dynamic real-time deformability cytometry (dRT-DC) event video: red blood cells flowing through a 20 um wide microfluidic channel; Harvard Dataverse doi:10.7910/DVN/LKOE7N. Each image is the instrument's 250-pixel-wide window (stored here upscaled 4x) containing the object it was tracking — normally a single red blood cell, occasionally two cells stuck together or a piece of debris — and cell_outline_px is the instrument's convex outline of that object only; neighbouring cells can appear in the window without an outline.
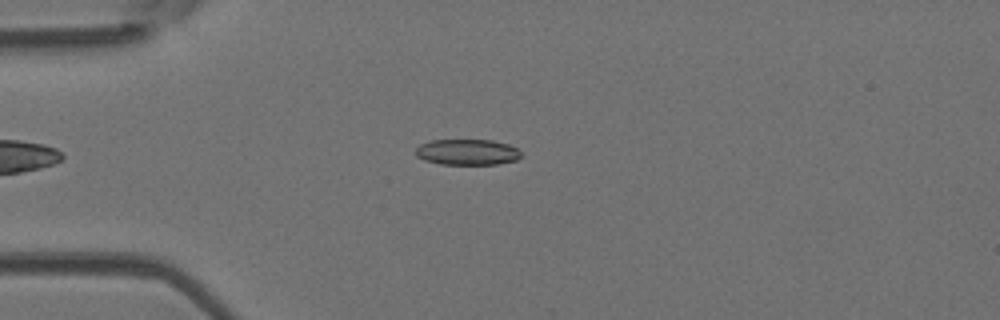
{"species": "Egyptian fruit bat (a non-hibernating species)", "species_latin": "Rousettus aegyptiacus", "temperature_condition": "room temperature", "stored_images_in_passage": 25, "camera_frame_rate_fps": 3000, "um_per_image_px": 0.085, "animal": {"sex": "female"}, "frame": {"image": 1, "passage_image": 13, "time_ms": 4.0, "image_size_px": [1000, 320], "cell_outline_px": [[524, 156], [516, 160], [496, 164], [440, 164], [424, 160], [416, 156], [416, 148], [420, 144], [432, 140], [492, 140], [508, 144], [516, 148]], "centroid_in_image_um": [39.72, 12.93], "position_along_channel_um": 45.3, "area_um2": 15.9}}
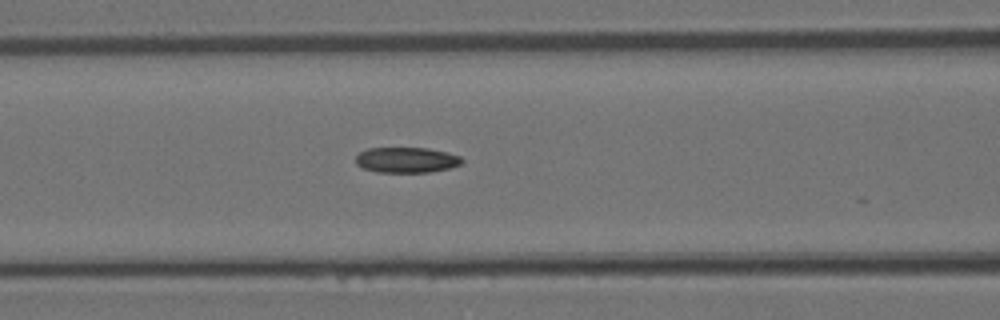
{"frame": {"image": 2, "passage_image": 21, "time_ms": 6.667, "image_size_px": [1000, 320], "cell_outline_px": [[464, 160], [460, 164], [448, 168], [428, 172], [376, 172], [364, 168], [356, 164], [356, 156], [360, 152], [368, 148], [428, 148], [448, 152], [460, 156]], "centroid_in_image_um": [34.55, 13.59], "position_along_channel_um": 132.0, "area_um2": 15.72}}
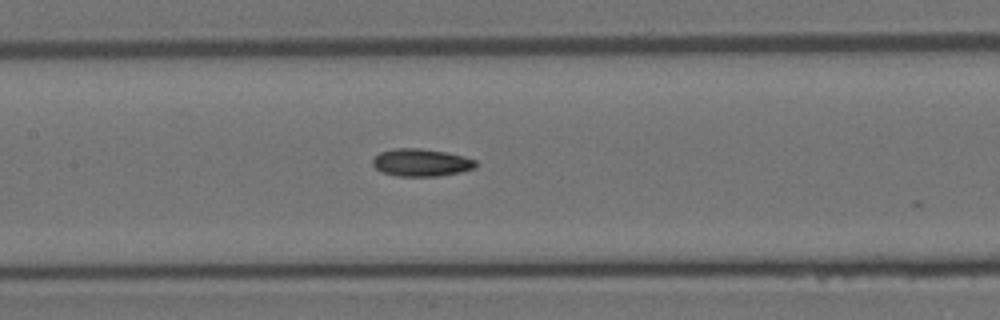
{"frame": {"image": 3, "passage_image": 24, "time_ms": 7.667, "image_size_px": [1000, 320], "cell_outline_px": [[476, 168], [460, 172], [440, 176], [396, 176], [384, 172], [376, 168], [372, 164], [372, 160], [380, 152], [396, 148], [420, 148], [444, 152], [464, 156], [476, 160]], "centroid_in_image_um": [35.82, 13.82], "position_along_channel_um": 171.6, "area_um2": 16.47}}